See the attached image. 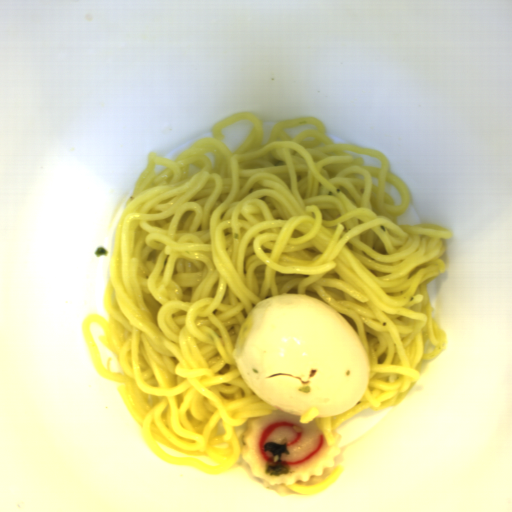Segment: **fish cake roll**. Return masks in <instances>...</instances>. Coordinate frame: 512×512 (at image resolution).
I'll return each mask as SVG.
<instances>
[{
	"label": "fish cake roll",
	"mask_w": 512,
	"mask_h": 512,
	"mask_svg": "<svg viewBox=\"0 0 512 512\" xmlns=\"http://www.w3.org/2000/svg\"><path fill=\"white\" fill-rule=\"evenodd\" d=\"M242 459L251 474L268 486L294 485L332 469L340 452L329 445L316 420L301 423L298 416L282 410L247 418L239 438Z\"/></svg>",
	"instance_id": "1"
}]
</instances>
